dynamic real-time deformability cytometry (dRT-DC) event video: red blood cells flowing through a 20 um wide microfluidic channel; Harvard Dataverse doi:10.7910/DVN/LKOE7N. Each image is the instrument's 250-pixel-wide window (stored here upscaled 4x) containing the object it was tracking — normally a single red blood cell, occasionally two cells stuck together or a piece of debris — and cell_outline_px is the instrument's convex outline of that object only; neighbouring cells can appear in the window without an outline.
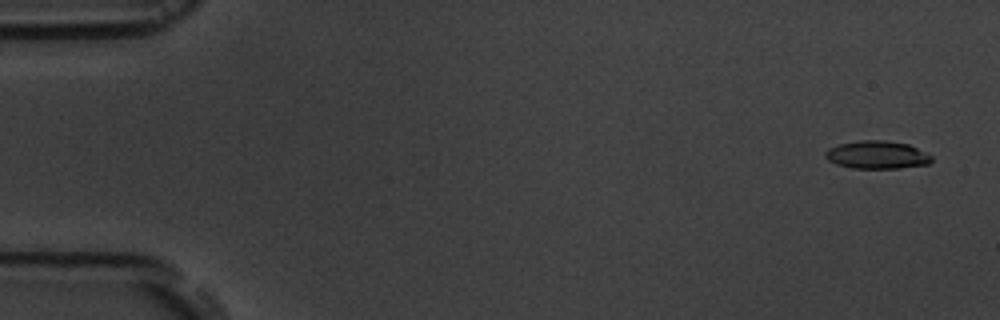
{"species": "common noctule bat (a hibernating species)", "species_latin": "Nyctalus noctula", "temperature_condition": "room temperature", "stored_images_in_passage": 5, "camera_frame_rate_fps": 3000, "um_per_image_px": 0.085, "animal": {"sex": "male", "body_mass_g": 19.5, "forearm_length_mm": 54.6}, "frame": {"image": 1, "passage_image": 1, "time_ms": 0.0, "image_size_px": [1000, 320], "cell_outline_px": [[932, 160], [928, 164], [900, 168], [852, 168], [836, 164], [828, 160], [824, 156], [824, 152], [828, 148], [840, 144], [860, 140], [884, 140], [908, 144], [932, 156]], "centroid_in_image_um": [74.52, 13.16], "position_along_channel_um": 10.5, "area_um2": 17.22}}
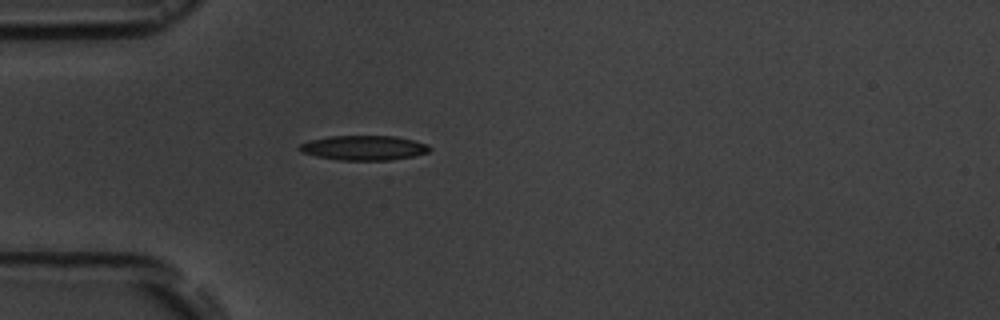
{"frame": {"image": 2, "passage_image": 5, "time_ms": 4.667, "image_size_px": [1000, 320], "cell_outline_px": [[432, 148], [428, 152], [412, 156], [392, 160], [340, 160], [316, 156], [300, 152], [296, 148], [300, 144], [308, 140], [328, 136], [396, 136], [428, 144]], "centroid_in_image_um": [30.89, 12.56], "position_along_channel_um": 54.1, "area_um2": 18.84}}